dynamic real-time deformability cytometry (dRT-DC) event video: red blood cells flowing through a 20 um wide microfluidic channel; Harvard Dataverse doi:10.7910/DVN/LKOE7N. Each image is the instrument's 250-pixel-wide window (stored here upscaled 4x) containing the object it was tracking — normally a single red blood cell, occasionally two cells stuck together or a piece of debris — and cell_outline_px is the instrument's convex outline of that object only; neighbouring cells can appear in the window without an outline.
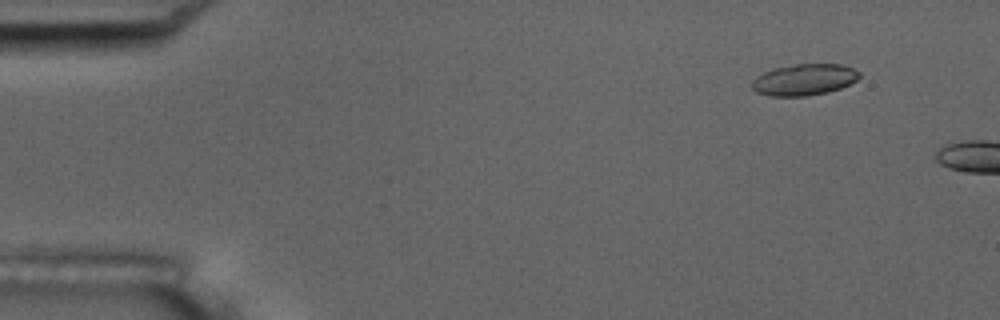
{"species": "common noctule bat (a hibernating species)", "species_latin": "Nyctalus noctula", "temperature_condition": "room temperature", "stored_images_in_passage": 3, "camera_frame_rate_fps": 3000, "um_per_image_px": 0.085, "animal": {"sex": "male", "body_mass_g": 17.5, "forearm_length_mm": 52.3}, "frame": {"image": 1, "passage_image": 2, "time_ms": 1.0, "image_size_px": [1000, 320], "cell_outline_px": [[860, 76], [856, 80], [840, 88], [828, 92], [808, 96], [768, 96], [756, 92], [752, 88], [752, 80], [756, 76], [772, 68], [796, 64], [840, 64], [852, 68], [860, 72]], "centroid_in_image_um": [68.32, 6.77], "position_along_channel_um": 16.7, "area_um2": 19.71}}